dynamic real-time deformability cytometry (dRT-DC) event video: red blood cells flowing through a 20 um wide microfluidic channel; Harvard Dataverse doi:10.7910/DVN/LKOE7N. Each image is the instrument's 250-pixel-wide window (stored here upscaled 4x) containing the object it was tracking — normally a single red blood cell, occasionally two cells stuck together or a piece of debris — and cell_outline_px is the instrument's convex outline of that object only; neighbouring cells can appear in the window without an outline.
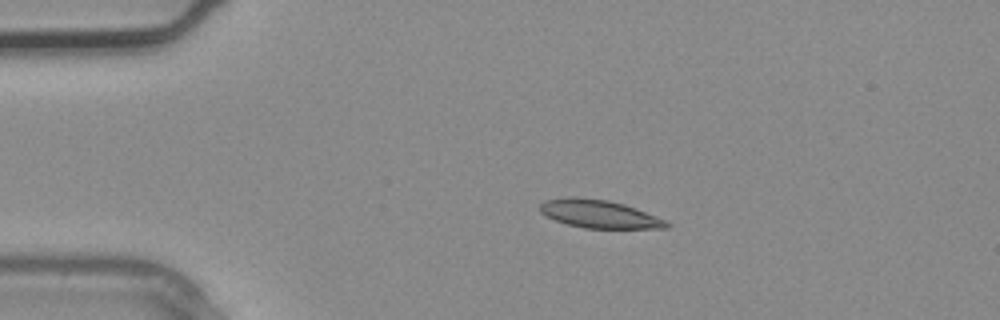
{"species": "common noctule bat (a hibernating species)", "species_latin": "Nyctalus noctula", "temperature_condition": "warm", "stored_images_in_passage": 2, "camera_frame_rate_fps": 3000, "um_per_image_px": 0.085, "animal": {"sex": "male", "body_mass_g": 20.4}, "frame": {"image": 1, "passage_image": 1, "time_ms": 0.0, "image_size_px": [1000, 320], "cell_outline_px": [[672, 224], [668, 228], [584, 228], [568, 224], [556, 220], [540, 212], [540, 204], [544, 200], [568, 196], [576, 196], [608, 200], [624, 204], [668, 220]], "centroid_in_image_um": [50.96, 18.18], "position_along_channel_um": 34.0, "area_um2": 20.81}}